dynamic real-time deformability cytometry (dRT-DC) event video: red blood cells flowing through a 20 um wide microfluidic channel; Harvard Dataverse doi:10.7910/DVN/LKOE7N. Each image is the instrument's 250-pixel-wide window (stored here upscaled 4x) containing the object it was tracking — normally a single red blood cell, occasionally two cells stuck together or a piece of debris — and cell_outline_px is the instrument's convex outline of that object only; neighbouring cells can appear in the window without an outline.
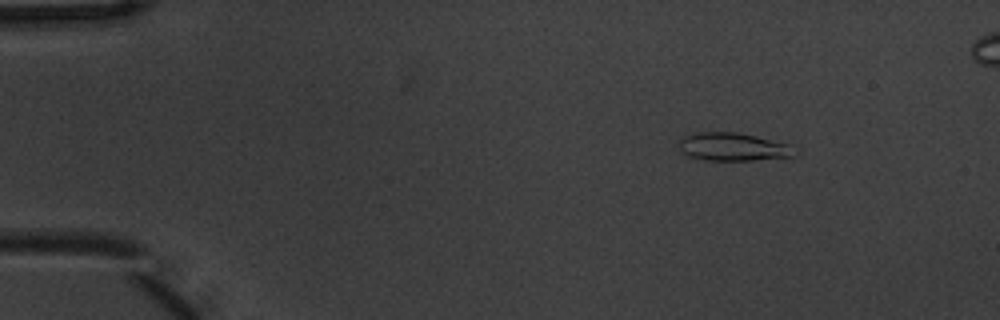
{"species": "common noctule bat (a hibernating species)", "species_latin": "Nyctalus noctula", "temperature_condition": "warm", "stored_images_in_passage": 5, "camera_frame_rate_fps": 3000, "um_per_image_px": 0.085, "animal": {"sex": "male", "body_mass_g": 20.1, "forearm_length_mm": 53.5}, "frame": {"image": 1, "passage_image": 1, "time_ms": 0.0, "image_size_px": [1000, 320], "cell_outline_px": [[792, 156], [752, 160], [704, 160], [688, 156], [680, 152], [680, 136], [696, 132], [736, 132], [756, 136], [788, 144]], "centroid_in_image_um": [62.16, 12.47], "position_along_channel_um": 22.8, "area_um2": 18.61}}